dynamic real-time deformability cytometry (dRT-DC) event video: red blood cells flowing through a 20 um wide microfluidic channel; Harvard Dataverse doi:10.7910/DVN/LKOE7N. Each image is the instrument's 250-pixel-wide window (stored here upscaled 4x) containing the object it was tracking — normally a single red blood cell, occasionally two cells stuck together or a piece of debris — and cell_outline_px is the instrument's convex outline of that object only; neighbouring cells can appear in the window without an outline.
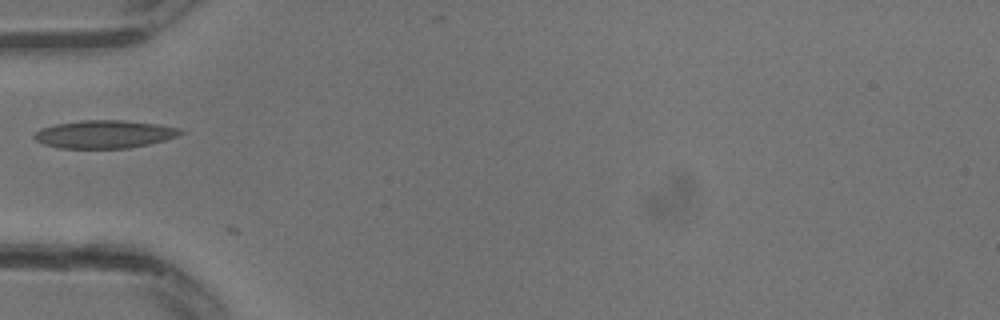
{"species": "common noctule bat (a hibernating species)", "species_latin": "Nyctalus noctula", "temperature_condition": "warm", "stored_images_in_passage": 3, "camera_frame_rate_fps": 3000, "um_per_image_px": 0.085, "animal": {"sex": "male", "body_mass_g": 13.3}, "frame": {"image": 1, "passage_image": 2, "time_ms": 0.333, "image_size_px": [1000, 320], "cell_outline_px": [[184, 132], [176, 136], [164, 140], [148, 144], [128, 148], [60, 148], [44, 144], [36, 140], [32, 136], [40, 128], [56, 124], [80, 120], [124, 120], [160, 124], [180, 128]], "centroid_in_image_um": [8.87, 11.4], "position_along_channel_um": 76.1, "area_um2": 23.81}}